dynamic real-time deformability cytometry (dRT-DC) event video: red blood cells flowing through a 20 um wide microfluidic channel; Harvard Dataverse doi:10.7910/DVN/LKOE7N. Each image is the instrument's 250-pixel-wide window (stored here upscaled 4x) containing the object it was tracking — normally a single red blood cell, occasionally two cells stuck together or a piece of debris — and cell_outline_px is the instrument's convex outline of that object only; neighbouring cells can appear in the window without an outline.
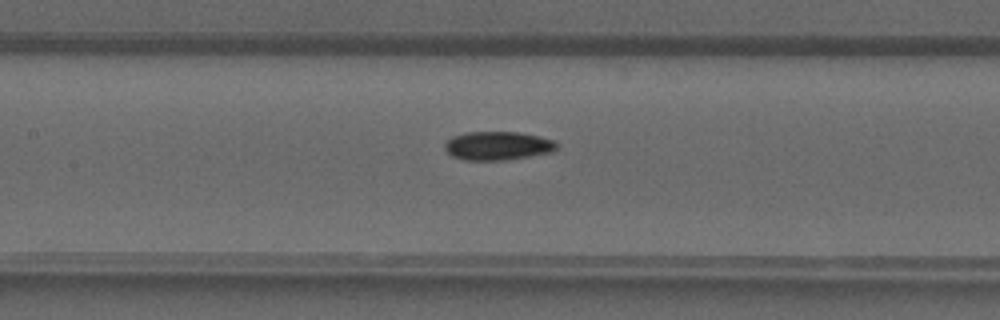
{"species": "common noctule bat (a hibernating species)", "species_latin": "Nyctalus noctula", "temperature_condition": "warm", "stored_images_in_passage": 36, "camera_frame_rate_fps": 3000, "um_per_image_px": 0.085, "animal": {"sex": "male", "forearm_length_mm": 52.5}, "frame": {"image": 1, "passage_image": 20, "time_ms": 6.333, "image_size_px": [1000, 320], "cell_outline_px": [[556, 148], [552, 152], [504, 160], [464, 160], [452, 156], [444, 148], [444, 144], [452, 136], [464, 132], [516, 132], [540, 136], [556, 140]], "centroid_in_image_um": [42.29, 12.38], "position_along_channel_um": 165.1, "area_um2": 18.67}}
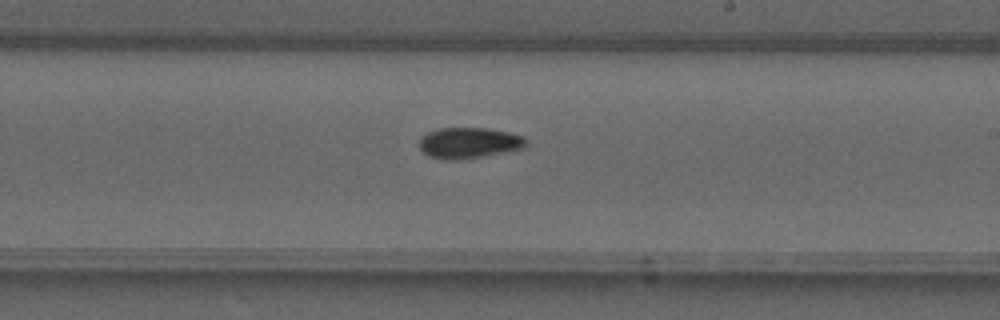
{"frame": {"image": 2, "passage_image": 25, "time_ms": 8.0, "image_size_px": [1000, 320], "cell_outline_px": [[524, 148], [504, 152], [480, 156], [452, 160], [444, 160], [428, 156], [416, 144], [420, 136], [428, 132], [440, 128], [488, 128], [508, 132], [524, 136]], "centroid_in_image_um": [39.78, 12.13], "position_along_channel_um": 249.2, "area_um2": 19.13}}
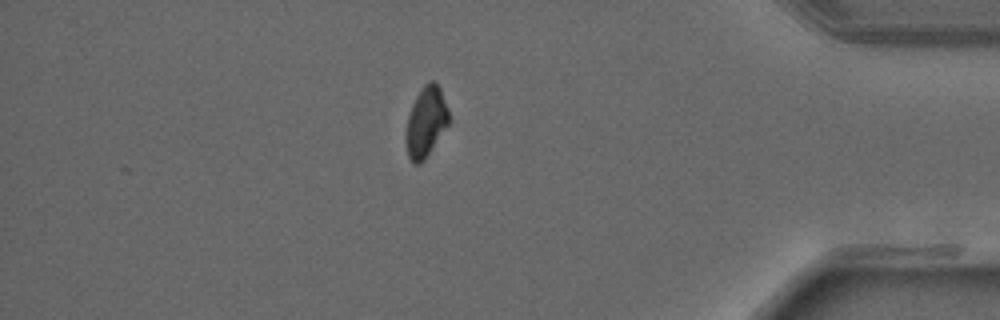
{"frame": {"image": 3, "passage_image": 36, "time_ms": 11.667, "image_size_px": [1000, 320], "cell_outline_px": [[448, 124], [424, 160], [420, 164], [412, 164], [408, 156], [408, 116], [412, 104], [416, 96], [424, 84], [428, 80], [432, 80], [440, 88], [448, 112]], "centroid_in_image_um": [36.21, 10.34], "position_along_channel_um": 399.0, "area_um2": 16.82}}